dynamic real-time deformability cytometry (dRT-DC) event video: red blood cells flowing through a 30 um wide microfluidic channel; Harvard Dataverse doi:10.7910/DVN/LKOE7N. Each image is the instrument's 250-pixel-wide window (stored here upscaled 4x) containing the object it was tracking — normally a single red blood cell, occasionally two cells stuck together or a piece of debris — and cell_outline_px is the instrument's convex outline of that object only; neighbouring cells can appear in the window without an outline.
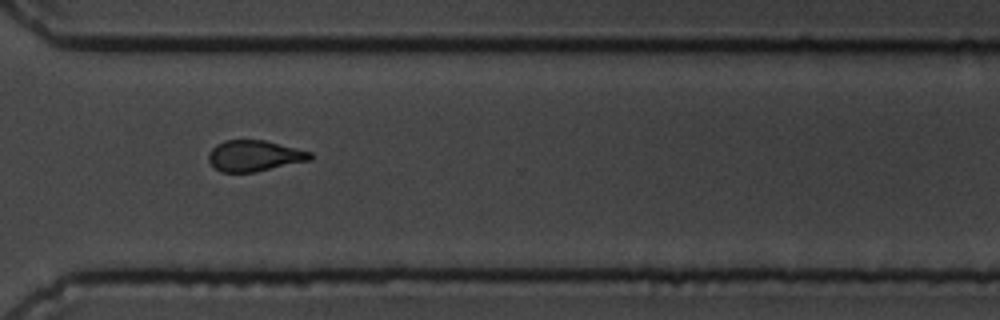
{"species": "common noctule bat (a hibernating species)", "species_latin": "Nyctalus noctula", "temperature_condition": "cold", "stored_images_in_passage": 15, "camera_frame_rate_fps": 3000, "um_per_image_px": 0.085, "animal": {"sex": "male", "body_mass_g": 19.5, "forearm_length_mm": 54.6}, "frame": {"image": 1, "passage_image": 11, "time_ms": 12.333, "image_size_px": [1000, 320], "cell_outline_px": [[312, 160], [256, 172], [220, 172], [208, 160], [208, 152], [216, 144], [224, 140], [264, 140], [312, 152]], "centroid_in_image_um": [21.62, 13.24], "position_along_channel_um": 349.0, "area_um2": 18.44}, "authors_computed_cell_mechanics": {"area_um2": 20.0566, "velocity_mm_per_s": 3.5213, "shape_relaxation_time_tau1_ms": 6.6533, "shape_relaxation_time_tau2_ms": 5.2549, "deformation_change_tau1": 0.1319, "deformation_change_tau2": 0.0949}}